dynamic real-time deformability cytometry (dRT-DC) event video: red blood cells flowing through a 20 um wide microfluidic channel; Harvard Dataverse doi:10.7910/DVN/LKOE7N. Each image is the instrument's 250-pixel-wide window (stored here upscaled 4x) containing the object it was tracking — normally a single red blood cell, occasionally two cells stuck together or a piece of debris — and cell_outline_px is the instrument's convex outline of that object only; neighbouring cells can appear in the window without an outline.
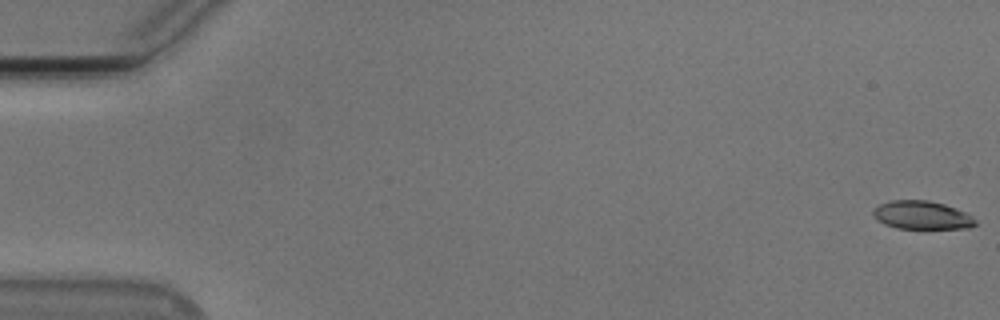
{"species": "Egyptian fruit bat (a non-hibernating species)", "species_latin": "Rousettus aegyptiacus", "temperature_condition": "cold", "stored_images_in_passage": 27, "camera_frame_rate_fps": 3000, "um_per_image_px": 0.085, "animal": {"sex": "male"}, "frame": {"image": 1, "passage_image": 1, "time_ms": 0.0, "image_size_px": [1000, 320], "cell_outline_px": [[976, 224], [968, 228], [896, 228], [884, 224], [876, 220], [872, 216], [872, 212], [880, 204], [892, 200], [928, 200], [944, 204], [956, 208], [972, 216], [976, 220]], "centroid_in_image_um": [78.34, 18.28], "position_along_channel_um": 6.7, "area_um2": 16.82}}
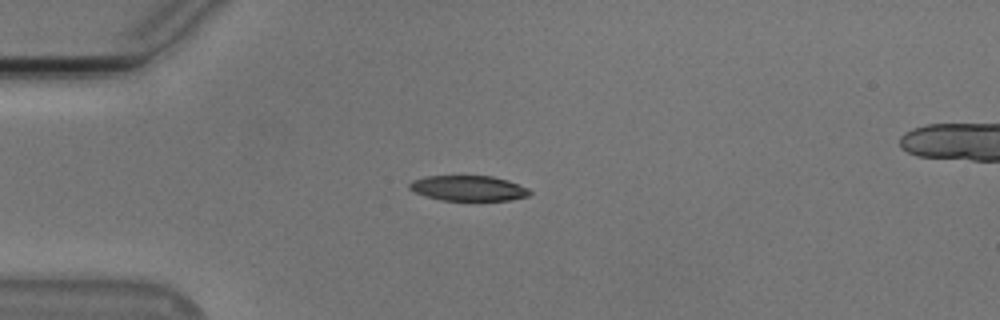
{"frame": {"image": 2, "passage_image": 15, "time_ms": 4.667, "image_size_px": [1000, 320], "cell_outline_px": [[532, 192], [528, 196], [512, 200], [440, 200], [424, 196], [412, 192], [408, 188], [408, 184], [412, 180], [424, 176], [492, 176], [508, 180], [528, 188]], "centroid_in_image_um": [39.77, 16.0], "position_along_channel_um": 45.2, "area_um2": 17.92}}
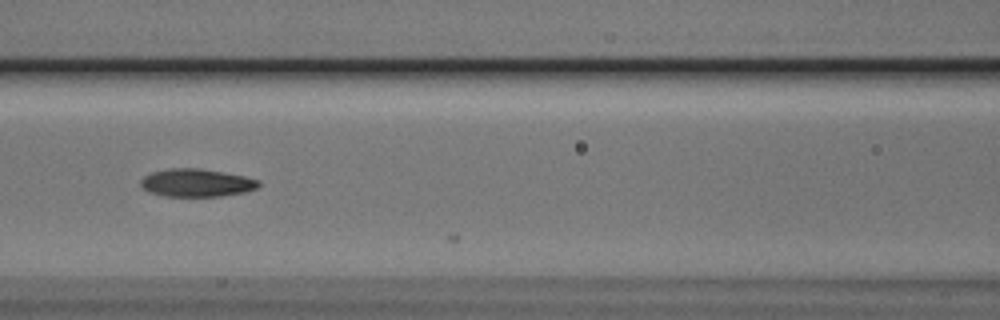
{"frame": {"image": 3, "passage_image": 25, "time_ms": 8.0, "image_size_px": [1000, 320], "cell_outline_px": [[260, 184], [256, 188], [244, 192], [220, 196], [164, 196], [148, 192], [140, 188], [140, 180], [144, 176], [152, 172], [168, 168], [200, 168], [224, 172], [244, 176], [260, 180]], "centroid_in_image_um": [16.66, 15.53], "position_along_channel_um": 149.9, "area_um2": 19.31}}